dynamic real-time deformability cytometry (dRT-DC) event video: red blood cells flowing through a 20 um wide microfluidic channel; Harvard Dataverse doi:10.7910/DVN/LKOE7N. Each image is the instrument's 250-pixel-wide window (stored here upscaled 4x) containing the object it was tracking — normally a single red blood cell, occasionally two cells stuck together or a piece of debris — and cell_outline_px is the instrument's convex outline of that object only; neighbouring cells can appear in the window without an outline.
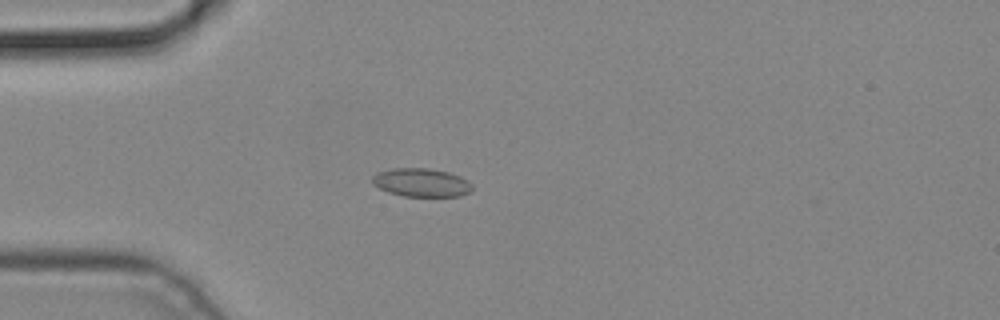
{"species": "common noctule bat (a hibernating species)", "species_latin": "Nyctalus noctula", "temperature_condition": "cold", "stored_images_in_passage": 4, "camera_frame_rate_fps": 3000, "um_per_image_px": 0.085, "animal": {"sex": "male", "body_mass_g": 19.2, "forearm_length_mm": 51.8}, "frame": {"image": 1, "passage_image": 3, "time_ms": 0.667, "image_size_px": [1000, 320], "cell_outline_px": [[472, 188], [468, 192], [460, 196], [404, 196], [388, 192], [372, 184], [372, 176], [376, 172], [392, 168], [428, 168], [448, 172], [460, 176], [468, 180], [472, 184]], "centroid_in_image_um": [35.79, 15.51], "position_along_channel_um": 49.2, "area_um2": 16.59}}